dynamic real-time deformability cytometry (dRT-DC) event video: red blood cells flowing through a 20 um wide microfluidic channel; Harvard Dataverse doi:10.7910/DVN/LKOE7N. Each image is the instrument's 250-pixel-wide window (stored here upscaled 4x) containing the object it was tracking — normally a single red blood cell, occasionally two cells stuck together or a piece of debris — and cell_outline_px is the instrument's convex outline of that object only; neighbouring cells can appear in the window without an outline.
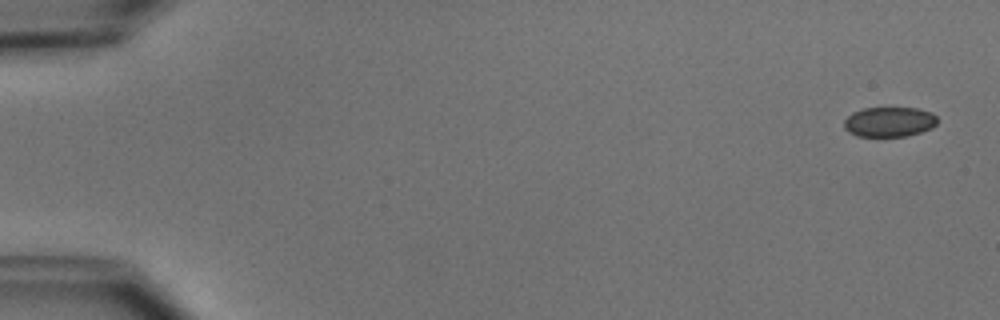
{"species": "common noctule bat (a hibernating species)", "species_latin": "Nyctalus noctula", "temperature_condition": "cold", "stored_images_in_passage": 5, "segment_of_instrument_passage": [1, 2], "camera_frame_rate_fps": 3000, "um_per_image_px": 0.085, "animal": {"sex": "male", "body_mass_g": 15.6}, "frame": {"image": 1, "passage_image": 1, "time_ms": 0.0, "image_size_px": [1000, 320], "cell_outline_px": [[936, 124], [932, 128], [920, 132], [904, 136], [856, 136], [848, 132], [844, 128], [844, 120], [852, 112], [864, 108], [916, 108], [932, 112], [936, 116]], "centroid_in_image_um": [75.57, 10.35], "position_along_channel_um": 9.4, "area_um2": 16.24}}
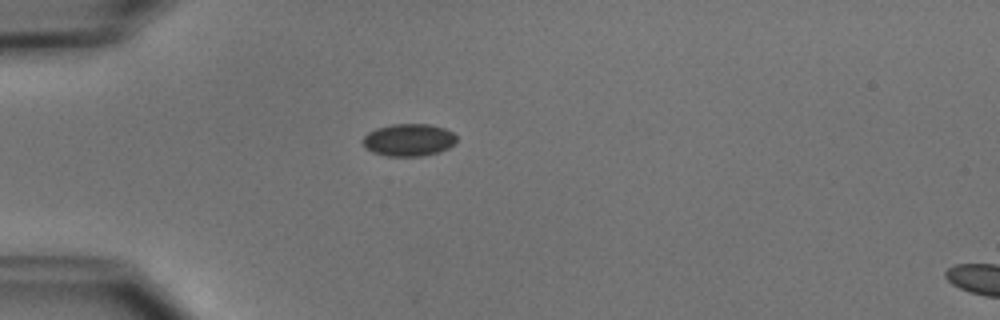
{"frame": {"image": 2, "passage_image": 4, "time_ms": 4.333, "image_size_px": [1000, 320], "cell_outline_px": [[456, 144], [440, 152], [420, 156], [388, 156], [372, 152], [364, 148], [360, 140], [368, 132], [376, 128], [392, 124], [428, 124], [444, 128], [452, 132], [456, 136]], "centroid_in_image_um": [34.71, 11.9], "position_along_channel_um": 50.3, "area_um2": 17.92}}